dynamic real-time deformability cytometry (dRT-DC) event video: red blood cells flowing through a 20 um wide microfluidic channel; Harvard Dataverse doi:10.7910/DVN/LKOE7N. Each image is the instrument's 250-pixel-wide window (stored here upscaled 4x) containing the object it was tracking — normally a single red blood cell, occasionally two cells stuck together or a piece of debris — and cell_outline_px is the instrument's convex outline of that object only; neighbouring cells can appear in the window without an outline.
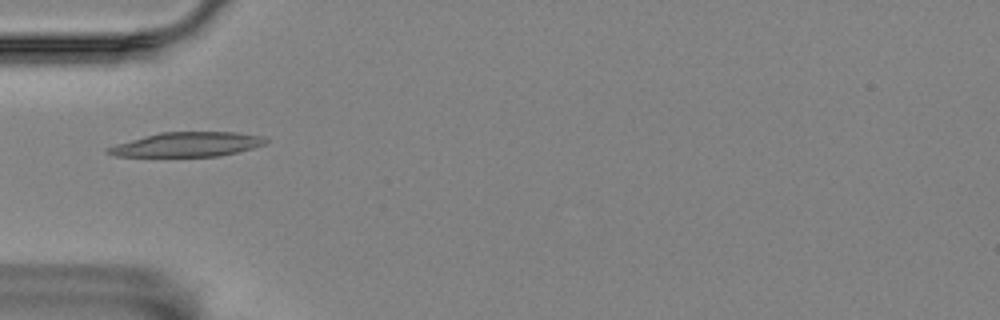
{"species": "Egyptian fruit bat (a non-hibernating species)", "species_latin": "Rousettus aegyptiacus", "temperature_condition": "room temperature", "stored_images_in_passage": 3, "camera_frame_rate_fps": 3000, "um_per_image_px": 0.085, "animal": {"sex": "female"}, "frame": {"image": 1, "passage_image": 2, "time_ms": 0.333, "image_size_px": [1000, 320], "cell_outline_px": [[268, 140], [264, 144], [252, 148], [220, 156], [116, 156], [104, 152], [104, 148], [116, 144], [160, 132], [236, 132], [264, 136]], "centroid_in_image_um": [15.9, 12.27], "position_along_channel_um": 69.1, "area_um2": 22.37}}